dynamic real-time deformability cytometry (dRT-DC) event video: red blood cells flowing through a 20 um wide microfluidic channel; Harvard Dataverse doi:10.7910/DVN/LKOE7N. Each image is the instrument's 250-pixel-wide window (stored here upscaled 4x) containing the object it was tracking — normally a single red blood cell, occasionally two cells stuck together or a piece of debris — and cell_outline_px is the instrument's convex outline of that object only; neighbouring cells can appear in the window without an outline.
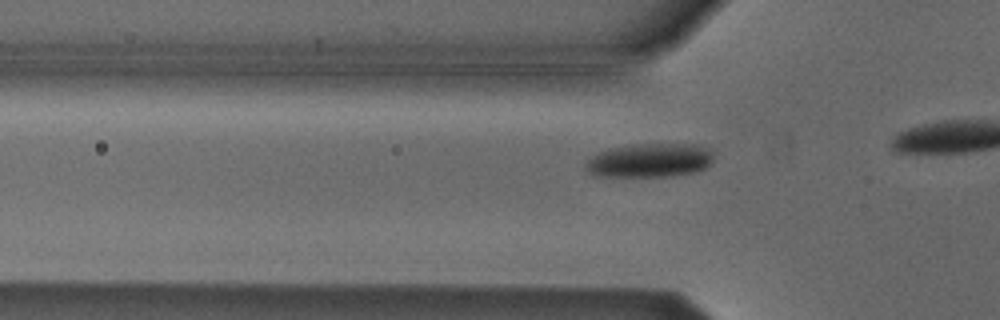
{"species": "Egyptian fruit bat (a non-hibernating species)", "species_latin": "Rousettus aegyptiacus", "temperature_condition": "cold", "stored_images_in_passage": 13, "camera_frame_rate_fps": 3000, "um_per_image_px": 0.085, "animal": {"sex": "male"}, "frame": {"image": 1, "passage_image": 8, "time_ms": 2.333, "image_size_px": [1000, 320], "cell_outline_px": [[712, 164], [696, 172], [672, 176], [592, 176], [584, 168], [584, 164], [592, 156], [600, 152], [612, 148], [636, 144], [696, 144], [712, 148]], "centroid_in_image_um": [55.25, 13.63], "position_along_channel_um": 70.5, "area_um2": 25.49}}